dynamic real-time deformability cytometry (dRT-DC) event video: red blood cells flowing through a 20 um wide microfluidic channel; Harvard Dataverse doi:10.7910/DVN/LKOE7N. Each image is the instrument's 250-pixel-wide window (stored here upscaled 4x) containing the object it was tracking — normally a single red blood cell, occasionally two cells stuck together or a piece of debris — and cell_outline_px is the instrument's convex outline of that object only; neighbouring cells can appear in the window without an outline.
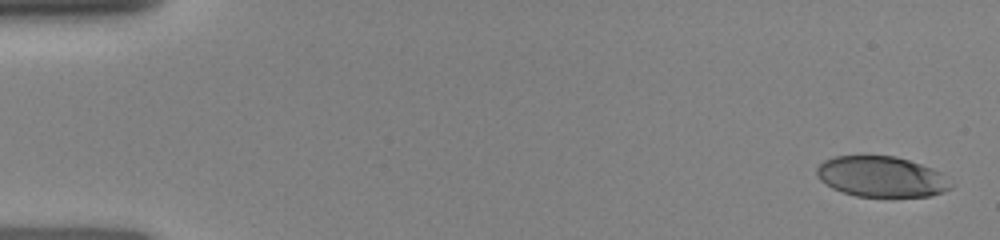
{"species": "human", "species_latin": "Homo sapiens", "temperature_condition": "room temperature", "stored_images_in_passage": 9, "camera_frame_rate_fps": 3000, "um_per_image_px": 0.085, "donor": {"sex": "female"}, "frame": {"image": 1, "passage_image": 1, "time_ms": 0.0, "image_size_px": [1000, 240], "cell_outline_px": [[952, 188], [944, 192], [928, 196], [856, 196], [840, 192], [832, 188], [820, 180], [816, 176], [816, 168], [824, 160], [836, 156], [896, 156], [932, 168], [940, 172], [952, 184]], "centroid_in_image_um": [74.89, 15.02], "position_along_channel_um": 10.1, "area_um2": 31.67}}
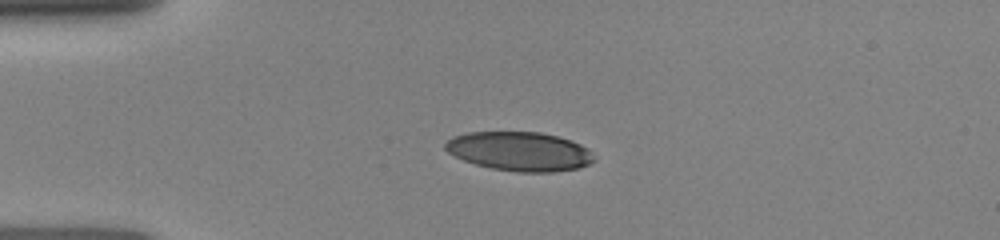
{"frame": {"image": 2, "passage_image": 7, "time_ms": 3.333, "image_size_px": [1000, 240], "cell_outline_px": [[596, 160], [580, 168], [552, 172], [516, 172], [492, 168], [476, 164], [464, 160], [448, 152], [444, 148], [444, 144], [452, 136], [468, 132], [540, 132], [556, 136], [580, 144], [588, 148]], "centroid_in_image_um": [44.16, 12.87], "position_along_channel_um": 40.8, "area_um2": 33.81}}
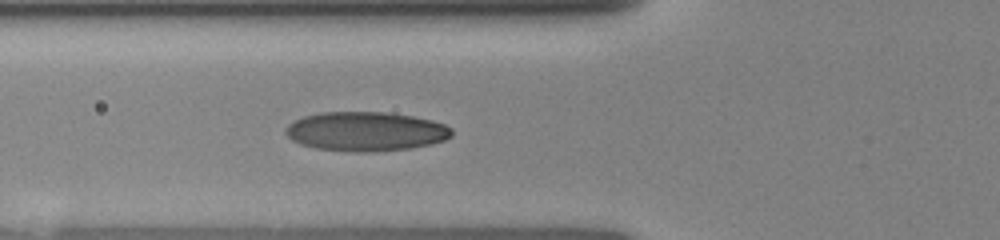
{"frame": {"image": 3, "passage_image": 9, "time_ms": 5.333, "image_size_px": [1000, 240], "cell_outline_px": [[452, 136], [444, 140], [432, 144], [412, 148], [372, 152], [360, 152], [316, 148], [300, 144], [292, 140], [284, 132], [288, 124], [304, 116], [320, 112], [388, 112], [412, 116], [432, 120], [444, 124], [452, 128]], "centroid_in_image_um": [31.11, 11.17], "position_along_channel_um": 94.7, "area_um2": 38.09}}